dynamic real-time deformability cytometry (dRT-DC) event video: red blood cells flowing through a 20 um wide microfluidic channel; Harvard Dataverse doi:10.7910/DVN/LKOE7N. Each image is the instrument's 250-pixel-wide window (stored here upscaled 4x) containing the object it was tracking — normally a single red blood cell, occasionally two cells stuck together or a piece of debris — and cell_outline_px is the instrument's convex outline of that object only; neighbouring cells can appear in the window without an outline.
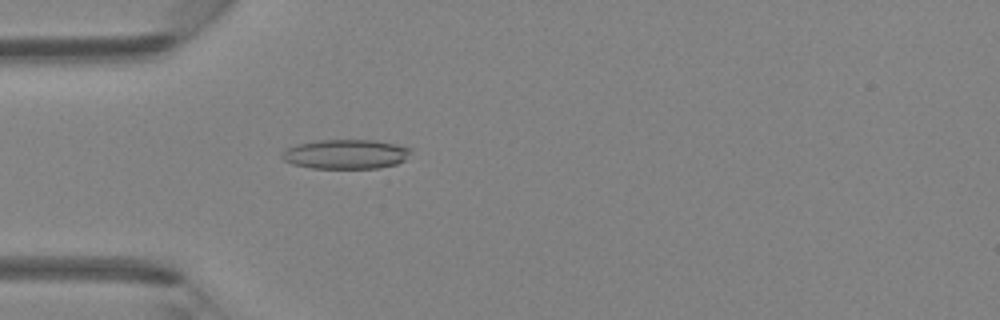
{"species": "Egyptian fruit bat (a non-hibernating species)", "species_latin": "Rousettus aegyptiacus", "temperature_condition": "room temperature", "stored_images_in_passage": 46, "camera_frame_rate_fps": 3000, "um_per_image_px": 0.085, "animal": {"sex": "female"}, "frame": {"image": 1, "passage_image": 14, "time_ms": 4.333, "image_size_px": [1000, 320], "cell_outline_px": [[412, 148], [404, 160], [396, 164], [380, 168], [312, 168], [292, 164], [284, 160], [280, 156], [280, 152], [296, 144], [316, 140], [376, 140], [396, 144]], "centroid_in_image_um": [29.36, 13.1], "position_along_channel_um": 55.6, "area_um2": 22.2}}
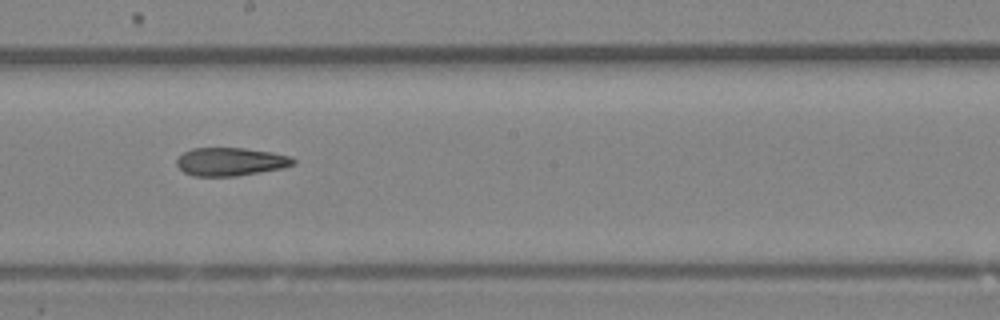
{"frame": {"image": 2, "passage_image": 26, "time_ms": 8.333, "image_size_px": [1000, 320], "cell_outline_px": [[296, 164], [284, 168], [236, 176], [192, 176], [184, 172], [176, 164], [176, 160], [184, 152], [192, 148], [244, 148], [272, 152], [292, 156], [296, 160]], "centroid_in_image_um": [19.64, 13.74], "position_along_channel_um": 228.6, "area_um2": 19.31}}
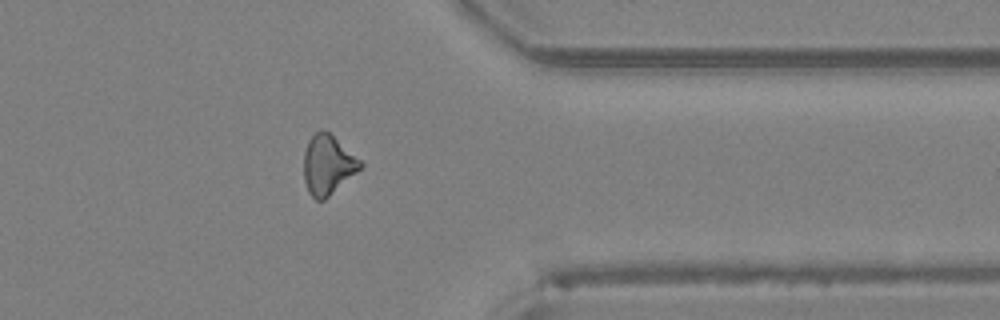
{"frame": {"image": 3, "passage_image": 37, "time_ms": 12.0, "image_size_px": [1000, 320], "cell_outline_px": [[364, 164], [356, 172], [324, 200], [316, 200], [308, 192], [304, 180], [304, 152], [308, 140], [320, 128], [328, 132], [360, 160]], "centroid_in_image_um": [27.83, 14.01], "position_along_channel_um": 383.6, "area_um2": 19.19}}